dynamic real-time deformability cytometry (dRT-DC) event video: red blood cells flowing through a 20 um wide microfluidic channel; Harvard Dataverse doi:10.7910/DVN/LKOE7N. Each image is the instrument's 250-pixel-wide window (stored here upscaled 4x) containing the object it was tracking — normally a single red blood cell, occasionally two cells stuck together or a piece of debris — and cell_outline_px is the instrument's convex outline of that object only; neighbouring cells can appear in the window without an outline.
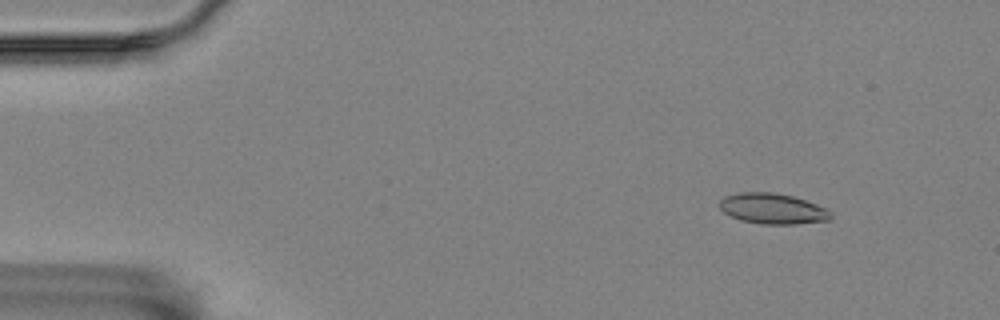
{"species": "Egyptian fruit bat (a non-hibernating species)", "species_latin": "Rousettus aegyptiacus", "temperature_condition": "room temperature", "stored_images_in_passage": 56, "camera_frame_rate_fps": 3000, "um_per_image_px": 0.085, "animal": {"sex": "female"}, "frame": {"image": 1, "passage_image": 6, "time_ms": 1.667, "image_size_px": [1000, 320], "cell_outline_px": [[832, 216], [828, 220], [792, 224], [760, 224], [740, 220], [724, 212], [720, 208], [720, 200], [724, 196], [740, 192], [772, 192], [792, 196], [828, 208], [832, 212]], "centroid_in_image_um": [65.67, 17.73], "position_along_channel_um": 19.3, "area_um2": 19.77}}
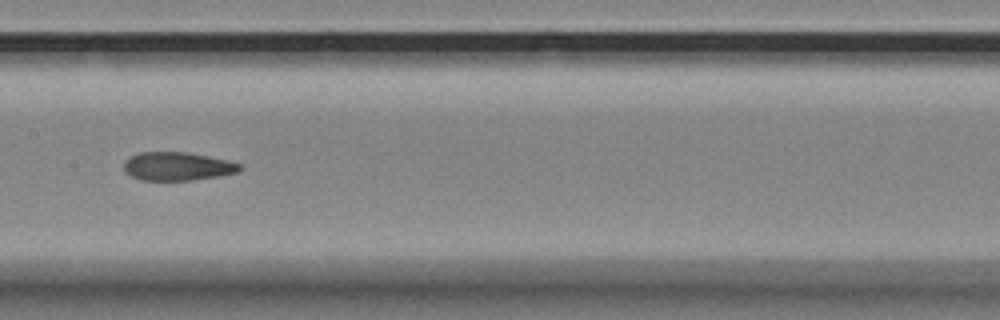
{"frame": {"image": 2, "passage_image": 28, "time_ms": 9.0, "image_size_px": [1000, 320], "cell_outline_px": [[244, 168], [240, 172], [192, 180], [140, 180], [132, 176], [124, 168], [124, 160], [140, 152], [188, 152], [224, 160], [240, 164]], "centroid_in_image_um": [15.08, 14.14], "position_along_channel_um": 192.3, "area_um2": 18.96}}
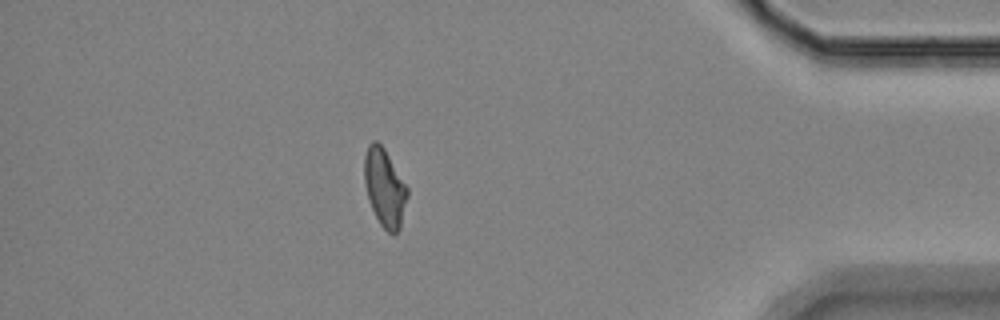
{"frame": {"image": 3, "passage_image": 49, "time_ms": 16.0, "image_size_px": [1000, 320], "cell_outline_px": [[408, 196], [400, 228], [392, 236], [380, 224], [372, 208], [368, 196], [364, 180], [364, 156], [368, 144], [372, 140], [376, 140], [384, 148], [408, 188]], "centroid_in_image_um": [32.69, 15.94], "position_along_channel_um": 402.5, "area_um2": 19.42}, "authors_computed_cell_mechanics": {"area_um2": 19.652, "velocity_mm_per_s": 3.5564, "shape_relaxation_time_tau1_ms": null, "shape_relaxation_time_tau2_ms": 2.1289, "deformation_change_tau1": null, "deformation_change_tau2": 0.096}}